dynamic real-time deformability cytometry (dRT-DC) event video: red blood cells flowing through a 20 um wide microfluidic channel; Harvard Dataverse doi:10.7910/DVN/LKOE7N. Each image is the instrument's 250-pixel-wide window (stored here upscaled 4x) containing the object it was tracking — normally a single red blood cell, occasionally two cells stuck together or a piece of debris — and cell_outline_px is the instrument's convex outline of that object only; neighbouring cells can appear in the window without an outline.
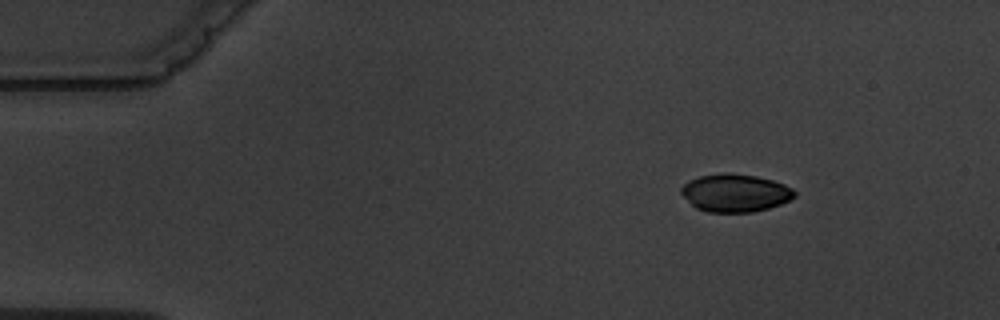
{"species": "common noctule bat (a hibernating species)", "species_latin": "Nyctalus noctula", "temperature_condition": "warm", "stored_images_in_passage": 3, "camera_frame_rate_fps": 3000, "um_per_image_px": 0.085, "animal": {"sex": "male", "body_mass_g": 19.5, "forearm_length_mm": 54.6}, "frame": {"image": 1, "passage_image": 1, "time_ms": 0.0, "image_size_px": [1000, 320], "cell_outline_px": [[796, 196], [780, 204], [768, 208], [752, 212], [708, 212], [696, 208], [680, 192], [680, 188], [688, 180], [700, 176], [724, 172], [732, 172], [756, 176], [772, 180], [784, 184], [792, 188], [796, 192]], "centroid_in_image_um": [62.48, 16.38], "position_along_channel_um": 22.5, "area_um2": 25.03}}